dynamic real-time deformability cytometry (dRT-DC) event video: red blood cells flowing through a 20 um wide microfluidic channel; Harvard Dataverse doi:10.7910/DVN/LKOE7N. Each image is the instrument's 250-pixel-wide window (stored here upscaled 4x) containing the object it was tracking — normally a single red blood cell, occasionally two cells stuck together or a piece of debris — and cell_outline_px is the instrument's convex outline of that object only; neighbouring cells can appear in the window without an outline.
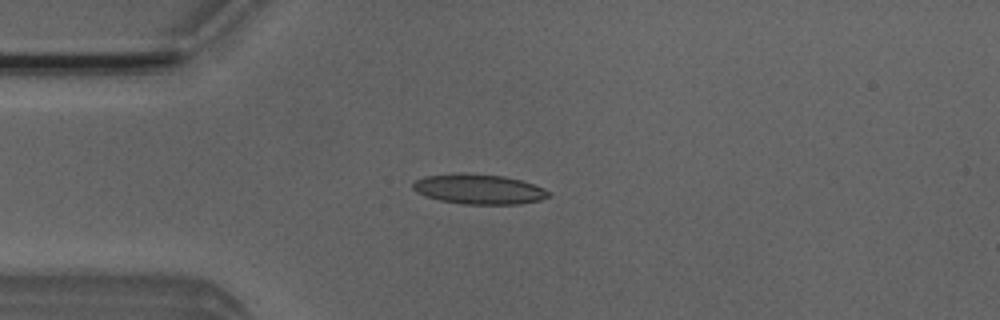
{"species": "Egyptian fruit bat (a non-hibernating species)", "species_latin": "Rousettus aegyptiacus", "temperature_condition": "room temperature", "stored_images_in_passage": 50, "camera_frame_rate_fps": 3000, "um_per_image_px": 0.085, "animal": {"sex": "male"}, "frame": {"image": 1, "passage_image": 12, "time_ms": 3.667, "image_size_px": [1000, 320], "cell_outline_px": [[552, 196], [540, 200], [520, 204], [460, 204], [440, 200], [424, 196], [416, 192], [412, 188], [412, 184], [416, 180], [424, 176], [464, 172], [504, 176], [520, 180], [544, 188], [552, 192]], "centroid_in_image_um": [40.71, 16.08], "position_along_channel_um": 44.3, "area_um2": 23.99}}
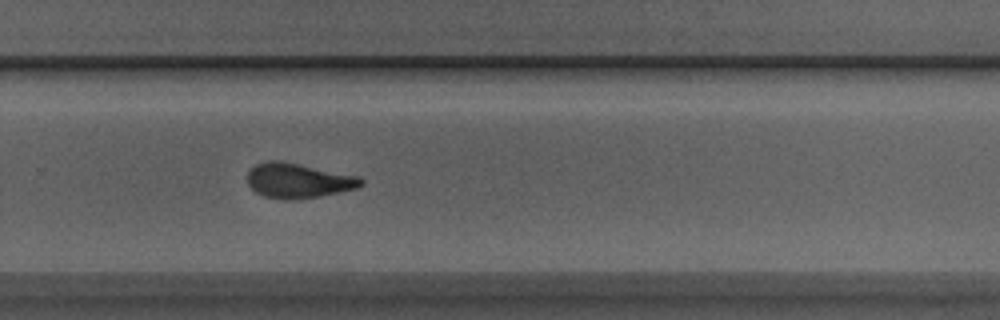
{"frame": {"image": 2, "passage_image": 33, "time_ms": 10.667, "image_size_px": [1000, 320], "cell_outline_px": [[364, 184], [356, 188], [320, 196], [292, 200], [288, 200], [264, 196], [256, 192], [248, 184], [248, 168], [256, 164], [268, 160], [276, 160], [360, 176], [364, 180]], "centroid_in_image_um": [25.34, 15.35], "position_along_channel_um": 304.5, "area_um2": 22.95}}
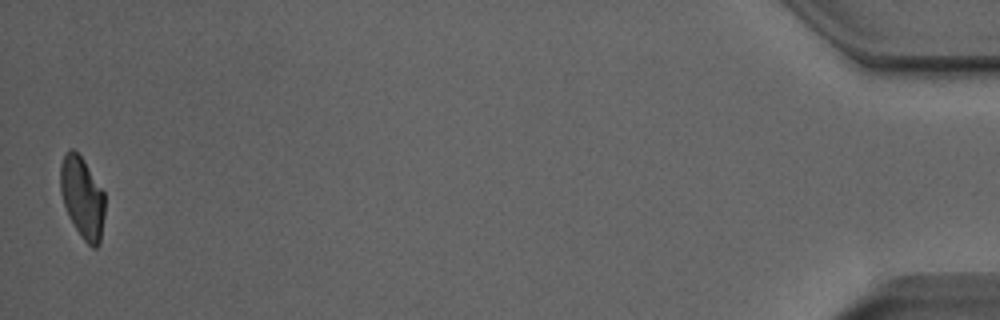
{"frame": {"image": 3, "passage_image": 50, "time_ms": 16.333, "image_size_px": [1000, 320], "cell_outline_px": [[104, 216], [100, 244], [96, 248], [92, 248], [80, 236], [64, 204], [60, 188], [60, 164], [68, 148], [72, 148], [84, 160], [104, 192]], "centroid_in_image_um": [7.0, 16.79], "position_along_channel_um": 428.2, "area_um2": 20.92}, "authors_computed_cell_mechanics": {"area_um2": 22.6865, "velocity_mm_per_s": 3.9568, "shape_relaxation_time_tau1_ms": null, "shape_relaxation_time_tau2_ms": 2.151, "deformation_change_tau1": null, "deformation_change_tau2": 0.1015}}